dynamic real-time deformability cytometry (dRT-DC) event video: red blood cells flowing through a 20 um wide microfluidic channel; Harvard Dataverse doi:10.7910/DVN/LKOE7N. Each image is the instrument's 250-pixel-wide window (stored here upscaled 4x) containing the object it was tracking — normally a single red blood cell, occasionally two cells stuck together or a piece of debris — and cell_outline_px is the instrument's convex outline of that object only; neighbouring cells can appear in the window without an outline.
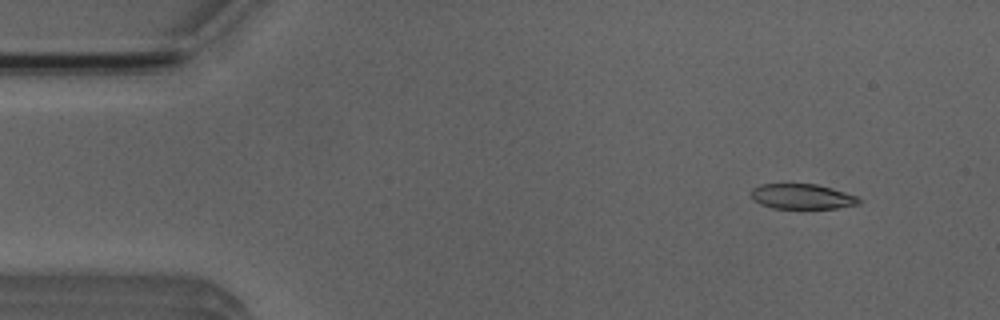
{"species": "Egyptian fruit bat (a non-hibernating species)", "species_latin": "Rousettus aegyptiacus", "temperature_condition": "room temperature", "stored_images_in_passage": 4, "camera_frame_rate_fps": 3000, "um_per_image_px": 0.085, "animal": {"sex": "male"}, "frame": {"image": 1, "passage_image": 2, "time_ms": 1.333, "image_size_px": [1000, 320], "cell_outline_px": [[860, 204], [836, 208], [772, 208], [760, 204], [752, 200], [752, 188], [760, 184], [816, 184], [832, 188], [856, 196], [860, 200]], "centroid_in_image_um": [68.15, 16.7], "position_along_channel_um": 16.8, "area_um2": 15.72}}